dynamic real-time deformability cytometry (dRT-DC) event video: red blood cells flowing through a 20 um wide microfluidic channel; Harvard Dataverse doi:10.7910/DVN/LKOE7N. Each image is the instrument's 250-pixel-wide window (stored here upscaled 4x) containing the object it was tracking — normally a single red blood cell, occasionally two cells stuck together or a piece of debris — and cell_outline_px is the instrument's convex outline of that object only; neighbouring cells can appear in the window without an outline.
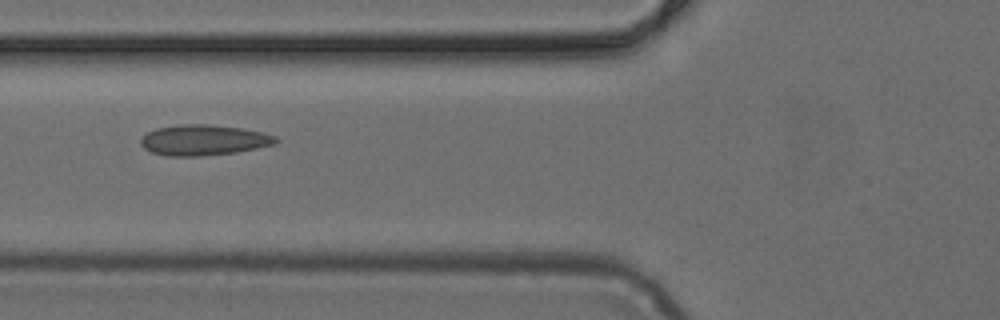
{"species": "common noctule bat (a hibernating species)", "species_latin": "Nyctalus noctula", "temperature_condition": "cold", "stored_images_in_passage": 3, "camera_frame_rate_fps": 3000, "um_per_image_px": 0.085, "animal": {"sex": "female", "body_mass_g": 24.6, "forearm_length_mm": 56.2}, "frame": {"image": 1, "passage_image": 3, "time_ms": 0.667, "image_size_px": [1000, 320], "cell_outline_px": [[280, 140], [276, 144], [236, 152], [200, 156], [168, 156], [152, 152], [144, 148], [140, 144], [140, 140], [148, 132], [156, 128], [176, 124], [208, 124], [240, 128], [260, 132], [276, 136]], "centroid_in_image_um": [17.3, 11.9], "position_along_channel_um": 108.5, "area_um2": 24.04}}